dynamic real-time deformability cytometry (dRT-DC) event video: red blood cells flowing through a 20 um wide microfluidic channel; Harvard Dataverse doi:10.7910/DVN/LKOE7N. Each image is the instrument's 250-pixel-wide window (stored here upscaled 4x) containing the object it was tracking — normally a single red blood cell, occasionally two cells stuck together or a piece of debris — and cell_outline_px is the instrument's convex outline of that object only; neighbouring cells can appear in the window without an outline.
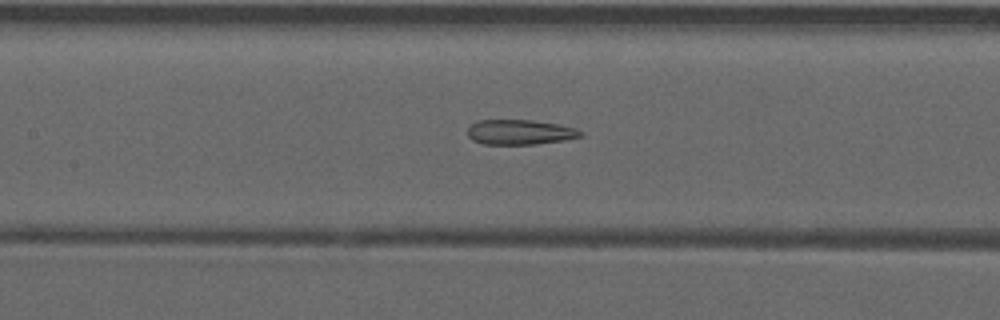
{"species": "common noctule bat (a hibernating species)", "species_latin": "Nyctalus noctula", "temperature_condition": "warm", "stored_images_in_passage": 46, "camera_frame_rate_fps": 3000, "um_per_image_px": 0.085, "animal": {"sex": "male", "forearm_length_mm": 52.5}, "frame": {"image": 1, "passage_image": 19, "time_ms": 6.0, "image_size_px": [1000, 320], "cell_outline_px": [[584, 136], [564, 140], [536, 144], [484, 144], [472, 140], [468, 136], [468, 124], [476, 120], [532, 120], [560, 124], [576, 128], [584, 132]], "centroid_in_image_um": [44.2, 11.22], "position_along_channel_um": 163.2, "area_um2": 16.7}}
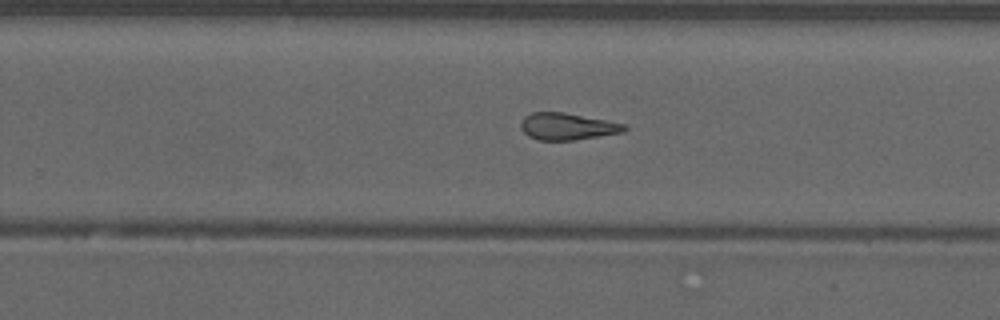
{"frame": {"image": 2, "passage_image": 28, "time_ms": 9.0, "image_size_px": [1000, 320], "cell_outline_px": [[628, 128], [624, 132], [572, 140], [536, 140], [528, 136], [520, 128], [520, 124], [524, 116], [532, 112], [564, 112], [624, 124]], "centroid_in_image_um": [48.17, 10.75], "position_along_channel_um": 281.6, "area_um2": 16.13}}
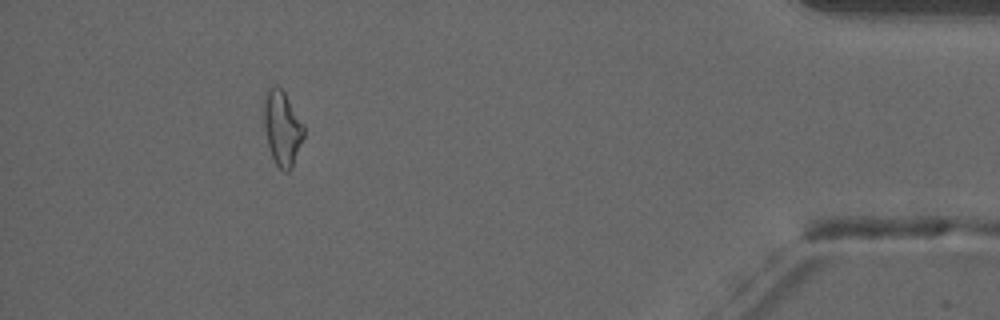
{"frame": {"image": 3, "passage_image": 42, "time_ms": 13.667, "image_size_px": [1000, 320], "cell_outline_px": [[304, 136], [292, 168], [288, 172], [284, 172], [276, 164], [268, 148], [264, 124], [264, 100], [268, 88], [276, 84], [284, 92], [304, 124]], "centroid_in_image_um": [23.99, 10.9], "position_along_channel_um": 411.2, "area_um2": 17.34}, "authors_computed_cell_mechanics": {"area_um2": 17.3689, "velocity_mm_per_s": 3.9657, "shape_relaxation_time_tau1_ms": null, "shape_relaxation_time_tau2_ms": 2.139, "deformation_change_tau1": null, "deformation_change_tau2": 0.1288}}